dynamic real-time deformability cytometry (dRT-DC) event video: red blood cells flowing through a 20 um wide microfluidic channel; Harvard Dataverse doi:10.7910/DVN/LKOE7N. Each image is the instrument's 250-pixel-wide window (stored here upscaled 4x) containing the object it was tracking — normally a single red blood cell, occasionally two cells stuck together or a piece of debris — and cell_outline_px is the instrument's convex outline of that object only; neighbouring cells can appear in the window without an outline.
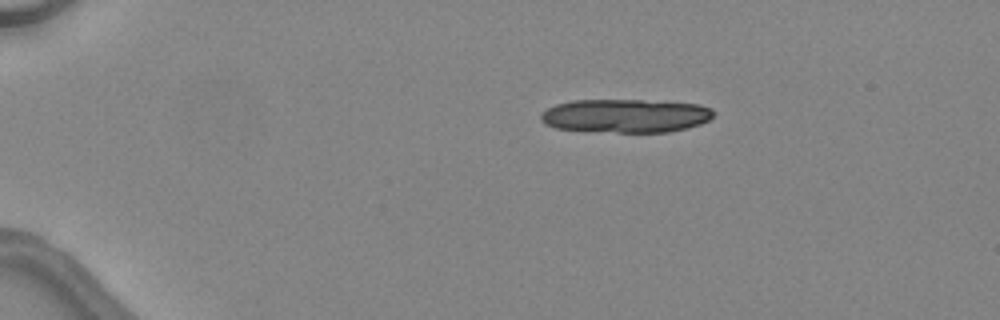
{"species": "common noctule bat (a hibernating species)", "species_latin": "Nyctalus noctula", "temperature_condition": "warm", "stored_images_in_passage": 13, "camera_frame_rate_fps": 3000, "um_per_image_px": 0.085, "animal": {"sex": "female", "body_mass_g": 24.6, "forearm_length_mm": 56.2}, "frame": {"image": 1, "passage_image": 1, "time_ms": 0.0, "image_size_px": [1000, 320], "cell_outline_px": [[716, 112], [708, 120], [700, 124], [688, 128], [668, 132], [616, 132], [556, 128], [544, 124], [540, 120], [540, 112], [556, 104], [572, 100], [640, 100], [700, 104], [712, 108]], "centroid_in_image_um": [53.18, 9.83], "position_along_channel_um": 31.8, "area_um2": 33.87}}